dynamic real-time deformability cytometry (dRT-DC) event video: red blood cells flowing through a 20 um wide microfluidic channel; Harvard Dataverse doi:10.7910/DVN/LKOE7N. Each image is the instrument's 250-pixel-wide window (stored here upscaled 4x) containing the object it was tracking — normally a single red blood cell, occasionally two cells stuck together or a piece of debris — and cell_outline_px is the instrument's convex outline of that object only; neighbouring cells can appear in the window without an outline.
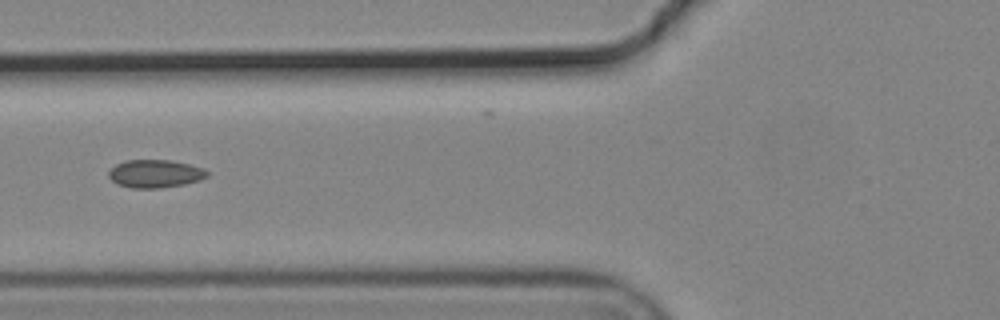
{"species": "common noctule bat (a hibernating species)", "species_latin": "Nyctalus noctula", "temperature_condition": "cold", "stored_images_in_passage": 9, "camera_frame_rate_fps": 3000, "um_per_image_px": 0.085, "animal": {"sex": "male", "body_mass_g": 19.2, "forearm_length_mm": 51.8}, "frame": {"image": 1, "passage_image": 6, "time_ms": 1.667, "image_size_px": [1000, 320], "cell_outline_px": [[208, 176], [200, 180], [184, 184], [160, 188], [132, 188], [116, 184], [108, 176], [108, 172], [116, 164], [128, 160], [172, 160], [204, 168], [208, 172]], "centroid_in_image_um": [13.19, 14.76], "position_along_channel_um": 112.6, "area_um2": 16.07}}
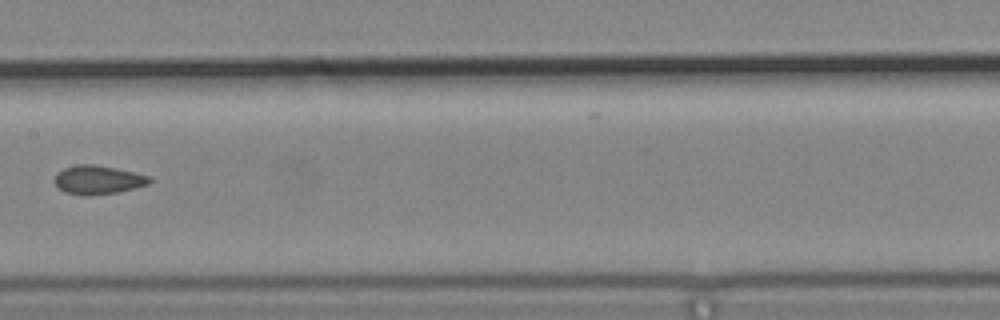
{"frame": {"image": 2, "passage_image": 8, "time_ms": 2.333, "image_size_px": [1000, 320], "cell_outline_px": [[152, 180], [148, 184], [116, 192], [88, 196], [80, 196], [64, 192], [52, 180], [56, 172], [64, 168], [80, 164], [92, 164], [116, 168], [148, 176]], "centroid_in_image_um": [8.25, 15.29], "position_along_channel_um": 199.1, "area_um2": 15.84}}
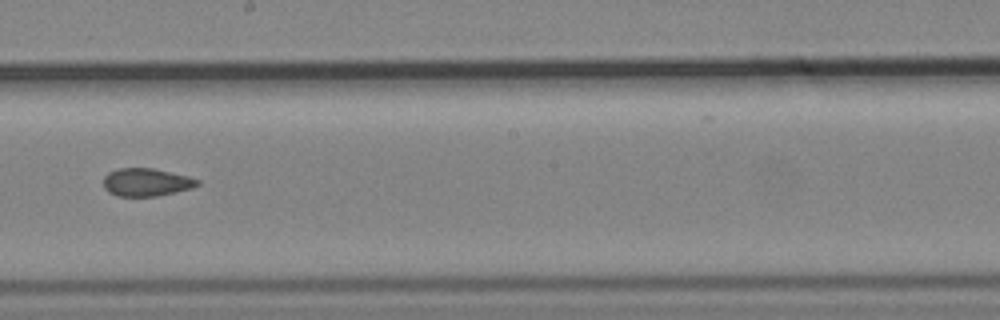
{"frame": {"image": 3, "passage_image": 9, "time_ms": 2.667, "image_size_px": [1000, 320], "cell_outline_px": [[200, 184], [192, 188], [176, 192], [156, 196], [116, 196], [108, 192], [104, 188], [104, 176], [108, 172], [120, 168], [152, 168], [188, 176], [200, 180]], "centroid_in_image_um": [12.44, 15.49], "position_along_channel_um": 235.8, "area_um2": 15.32}}